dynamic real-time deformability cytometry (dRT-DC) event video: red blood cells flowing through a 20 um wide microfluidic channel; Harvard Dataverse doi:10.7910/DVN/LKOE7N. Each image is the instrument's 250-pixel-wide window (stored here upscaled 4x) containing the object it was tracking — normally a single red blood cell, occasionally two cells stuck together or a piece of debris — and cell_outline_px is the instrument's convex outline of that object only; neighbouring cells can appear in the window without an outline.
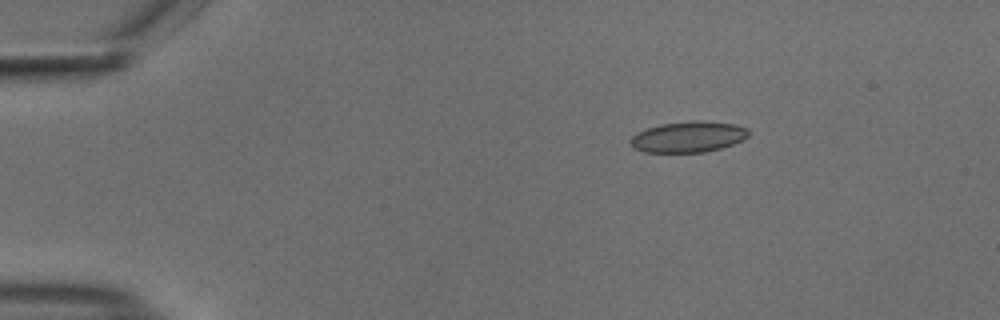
{"species": "common noctule bat (a hibernating species)", "species_latin": "Nyctalus noctula", "temperature_condition": "cold", "stored_images_in_passage": 46, "camera_frame_rate_fps": 3000, "um_per_image_px": 0.085, "animal": {"sex": "male", "body_mass_g": 18.8}, "frame": {"image": 1, "passage_image": 1, "time_ms": 0.0, "image_size_px": [1000, 320], "cell_outline_px": [[748, 136], [744, 140], [720, 148], [704, 152], [644, 152], [632, 148], [628, 140], [632, 136], [648, 128], [660, 124], [692, 120], [704, 120], [736, 124], [748, 128]], "centroid_in_image_um": [58.51, 11.62], "position_along_channel_um": 26.5, "area_um2": 21.44}}
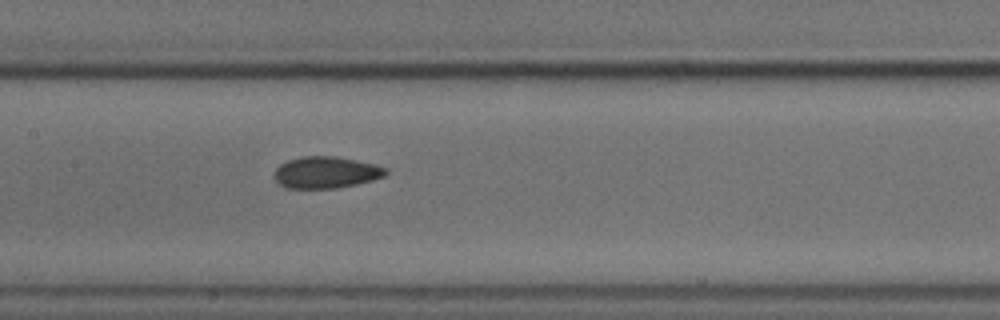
{"frame": {"image": 2, "passage_image": 19, "time_ms": 6.0, "image_size_px": [1000, 320], "cell_outline_px": [[388, 172], [384, 176], [372, 180], [356, 184], [336, 188], [284, 188], [272, 176], [276, 168], [280, 164], [288, 160], [300, 156], [332, 156], [356, 160], [376, 164], [388, 168]], "centroid_in_image_um": [27.69, 14.65], "position_along_channel_um": 179.7, "area_um2": 20.69}}
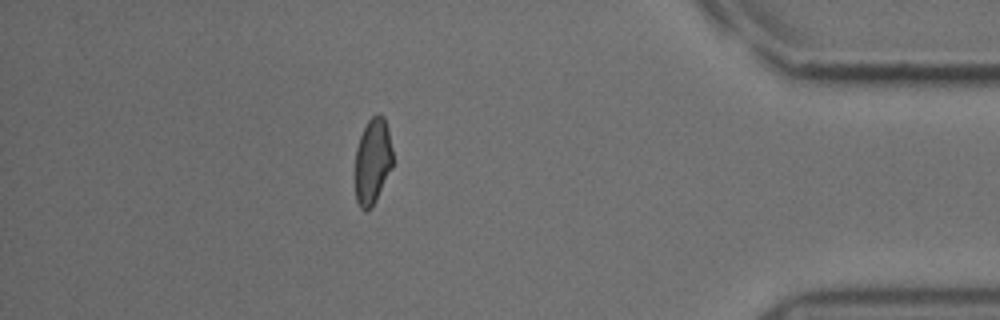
{"frame": {"image": 3, "passage_image": 40, "time_ms": 13.0, "image_size_px": [1000, 320], "cell_outline_px": [[392, 168], [376, 200], [364, 212], [360, 208], [356, 200], [352, 176], [356, 148], [360, 136], [368, 120], [376, 112], [380, 112], [384, 116], [388, 128], [392, 148]], "centroid_in_image_um": [31.63, 13.7], "position_along_channel_um": 403.6, "area_um2": 19.59}, "authors_computed_cell_mechanics": {"area_um2": 20.5479, "velocity_mm_per_s": 3.7338, "shape_relaxation_time_tau1_ms": 5.2973, "shape_relaxation_time_tau2_ms": 2.5218, "deformation_change_tau1": 0.1081, "deformation_change_tau2": 0.0871}}